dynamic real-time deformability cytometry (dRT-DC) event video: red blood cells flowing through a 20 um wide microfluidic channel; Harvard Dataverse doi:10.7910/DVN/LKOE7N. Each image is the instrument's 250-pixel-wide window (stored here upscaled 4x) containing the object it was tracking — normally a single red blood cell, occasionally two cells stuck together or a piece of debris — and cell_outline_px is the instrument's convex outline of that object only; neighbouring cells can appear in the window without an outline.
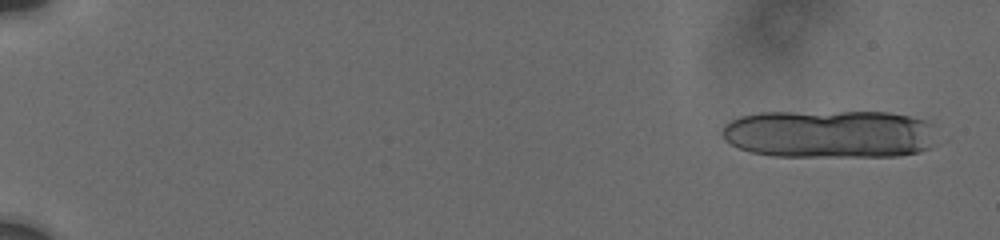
{"species": "human", "species_latin": "Homo sapiens", "temperature_condition": "cold", "stored_images_in_passage": 10, "segment_of_instrument_passage": [1, 2], "camera_frame_rate_fps": 3000, "um_per_image_px": 0.085, "donor": {"sex": "male"}, "frame": {"image": 1, "passage_image": 1, "time_ms": 0.0, "image_size_px": [1000, 240], "cell_outline_px": [[940, 144], [932, 148], [920, 152], [900, 156], [772, 156], [752, 152], [740, 148], [724, 140], [720, 132], [724, 124], [740, 116], [760, 112], [888, 112], [928, 120], [932, 124]], "centroid_in_image_um": [70.59, 11.39], "position_along_channel_um": 14.4, "area_um2": 61.38}}